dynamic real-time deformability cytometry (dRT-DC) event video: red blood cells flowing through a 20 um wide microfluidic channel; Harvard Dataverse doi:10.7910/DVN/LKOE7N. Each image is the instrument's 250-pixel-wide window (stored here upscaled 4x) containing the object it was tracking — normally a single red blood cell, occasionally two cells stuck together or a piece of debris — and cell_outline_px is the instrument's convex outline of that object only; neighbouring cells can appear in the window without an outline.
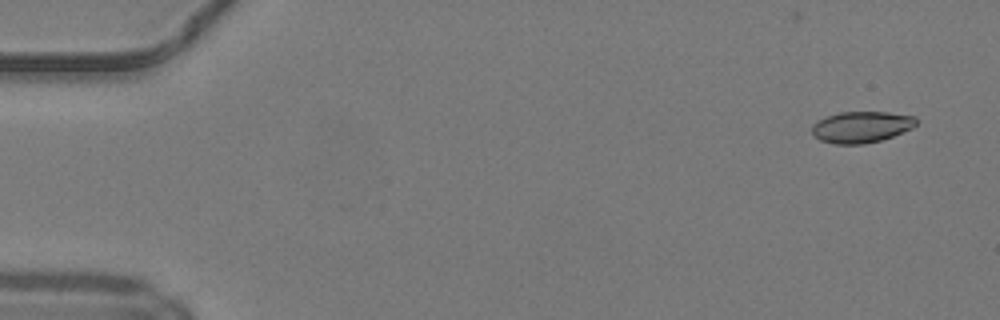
{"species": "common noctule bat (a hibernating species)", "species_latin": "Nyctalus noctula", "temperature_condition": "warm", "stored_images_in_passage": 14, "camera_frame_rate_fps": 3000, "um_per_image_px": 0.085, "animal": {"sex": "male", "body_mass_g": 19.2, "forearm_length_mm": 51.8}, "frame": {"image": 1, "passage_image": 1, "time_ms": 0.0, "image_size_px": [1000, 320], "cell_outline_px": [[916, 124], [912, 128], [892, 136], [880, 140], [864, 144], [836, 144], [820, 140], [812, 132], [812, 124], [828, 116], [840, 112], [888, 112], [916, 116]], "centroid_in_image_um": [73.23, 10.79], "position_along_channel_um": 11.8, "area_um2": 18.84}}
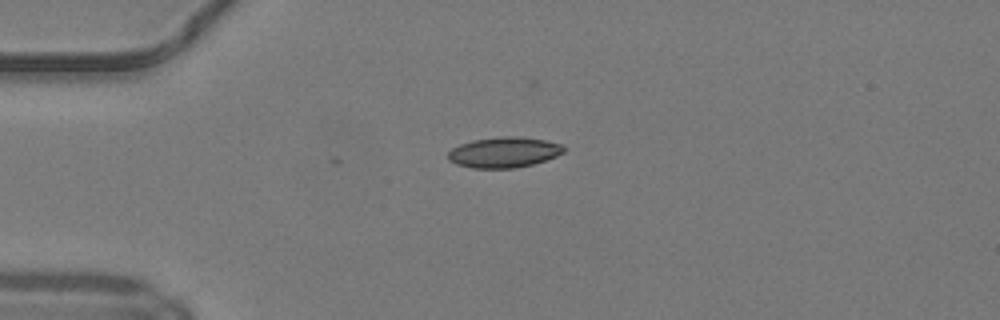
{"frame": {"image": 2, "passage_image": 11, "time_ms": 3.333, "image_size_px": [1000, 320], "cell_outline_px": [[564, 152], [556, 156], [532, 164], [516, 168], [472, 168], [456, 164], [448, 160], [448, 152], [452, 148], [460, 144], [472, 140], [504, 136], [524, 136], [564, 144]], "centroid_in_image_um": [42.83, 12.94], "position_along_channel_um": 42.2, "area_um2": 20.69}}